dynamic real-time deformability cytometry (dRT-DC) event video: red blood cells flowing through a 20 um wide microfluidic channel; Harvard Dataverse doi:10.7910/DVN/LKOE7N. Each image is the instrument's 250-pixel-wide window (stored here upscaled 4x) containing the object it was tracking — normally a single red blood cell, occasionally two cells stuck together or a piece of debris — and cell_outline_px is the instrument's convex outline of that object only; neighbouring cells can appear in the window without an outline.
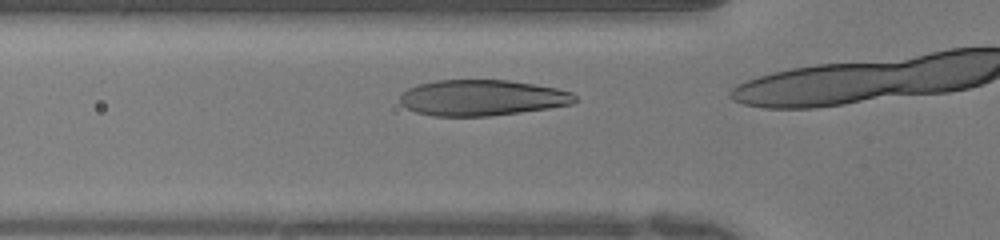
{"species": "human", "species_latin": "Homo sapiens", "temperature_condition": "warm", "stored_images_in_passage": 6, "camera_frame_rate_fps": 3000, "um_per_image_px": 0.085, "donor": {"sex": "female"}, "frame": {"image": 1, "passage_image": 4, "time_ms": 1.0, "image_size_px": [1000, 240], "cell_outline_px": [[576, 100], [572, 104], [548, 108], [520, 112], [488, 116], [432, 116], [416, 112], [400, 104], [400, 92], [408, 88], [420, 84], [436, 80], [508, 80], [556, 88], [572, 92], [576, 96]], "centroid_in_image_um": [40.94, 8.31], "position_along_channel_um": 84.9, "area_um2": 36.53}}